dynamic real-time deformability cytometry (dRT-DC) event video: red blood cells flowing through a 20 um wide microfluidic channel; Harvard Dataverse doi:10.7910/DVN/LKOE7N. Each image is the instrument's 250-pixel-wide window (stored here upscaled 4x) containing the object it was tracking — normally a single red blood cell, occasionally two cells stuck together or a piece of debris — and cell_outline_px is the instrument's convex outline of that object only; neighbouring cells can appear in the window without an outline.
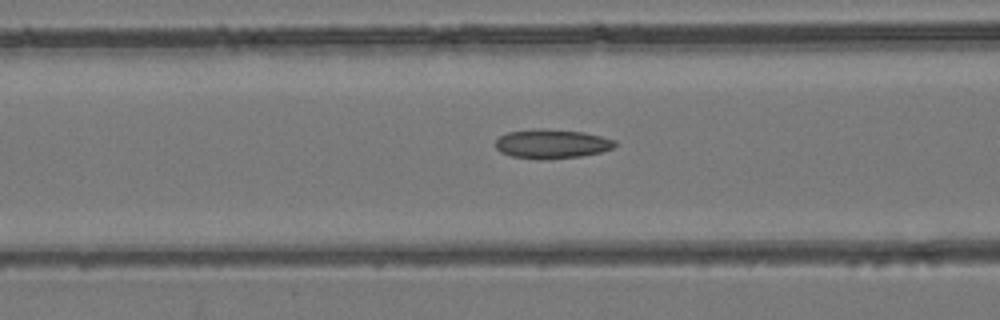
{"species": "common noctule bat (a hibernating species)", "species_latin": "Nyctalus noctula", "temperature_condition": "room temperature", "stored_images_in_passage": 48, "camera_frame_rate_fps": 3000, "um_per_image_px": 0.085, "animal": {"sex": "female", "body_mass_g": 24.6, "forearm_length_mm": 56.2}, "frame": {"image": 1, "passage_image": 20, "time_ms": 6.333, "image_size_px": [1000, 320], "cell_outline_px": [[616, 144], [612, 148], [600, 152], [580, 156], [512, 156], [500, 152], [496, 148], [496, 140], [500, 136], [508, 132], [536, 128], [544, 128], [584, 132], [616, 140]], "centroid_in_image_um": [46.91, 12.16], "position_along_channel_um": 119.7, "area_um2": 19.36}}
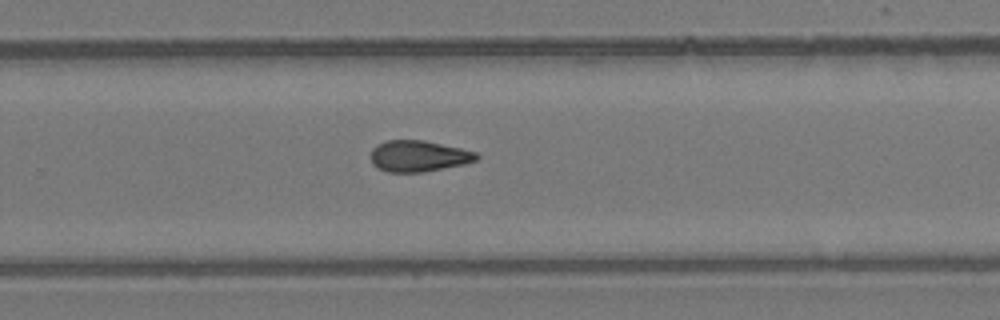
{"frame": {"image": 2, "passage_image": 32, "time_ms": 10.333, "image_size_px": [1000, 320], "cell_outline_px": [[480, 156], [476, 160], [464, 164], [424, 172], [388, 172], [376, 168], [372, 164], [372, 148], [376, 144], [388, 140], [424, 140], [460, 148], [476, 152]], "centroid_in_image_um": [35.56, 13.27], "position_along_channel_um": 294.2, "area_um2": 19.25}}
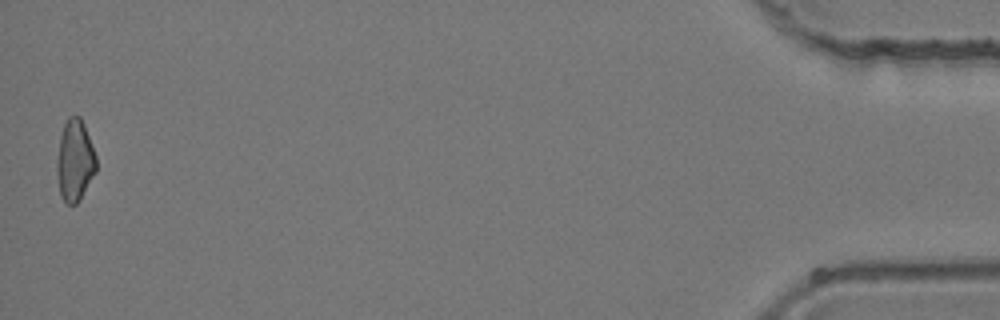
{"frame": {"image": 3, "passage_image": 48, "time_ms": 15.667, "image_size_px": [1000, 320], "cell_outline_px": [[96, 172], [80, 200], [76, 204], [68, 204], [60, 196], [56, 172], [56, 164], [60, 136], [64, 124], [68, 116], [80, 116], [84, 124], [96, 156]], "centroid_in_image_um": [6.35, 13.66], "position_along_channel_um": 428.8, "area_um2": 18.79}}